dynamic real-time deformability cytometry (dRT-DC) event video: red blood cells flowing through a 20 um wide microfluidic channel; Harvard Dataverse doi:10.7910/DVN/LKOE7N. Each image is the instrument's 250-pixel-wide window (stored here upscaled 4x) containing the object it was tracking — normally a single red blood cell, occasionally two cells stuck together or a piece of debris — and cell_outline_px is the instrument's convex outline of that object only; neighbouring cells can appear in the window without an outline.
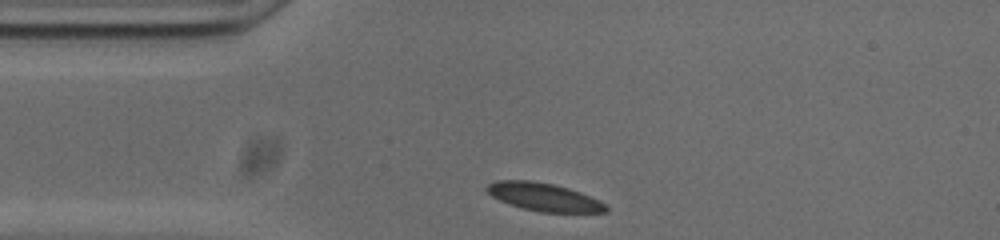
{"species": "common noctule bat (a hibernating species)", "species_latin": "Nyctalus noctula", "temperature_condition": "cold", "stored_images_in_passage": 32, "camera_frame_rate_fps": 3000, "um_per_image_px": 0.085, "animal": {"sex": "male", "body_mass_g": 20.0, "forearm_length_mm": 53.3}, "frame": {"image": 1, "passage_image": 1, "time_ms": 0.0, "image_size_px": [1000, 240], "cell_outline_px": [[608, 212], [540, 212], [520, 208], [508, 204], [492, 196], [484, 188], [488, 184], [496, 180], [528, 180], [552, 184], [568, 188], [580, 192], [600, 200], [608, 204]], "centroid_in_image_um": [46.24, 16.75], "position_along_channel_um": 38.8, "area_um2": 19.54}}
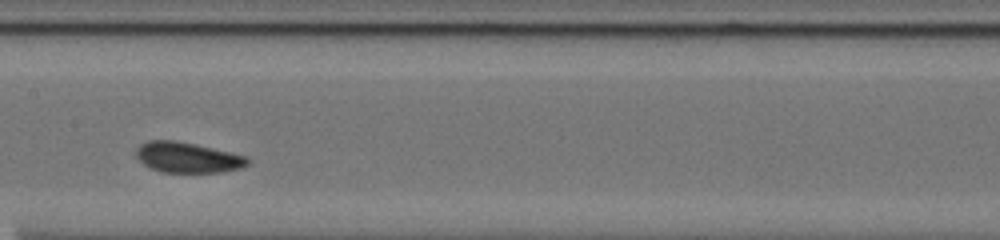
{"frame": {"image": 2, "passage_image": 15, "time_ms": 4.667, "image_size_px": [1000, 240], "cell_outline_px": [[252, 160], [248, 164], [240, 168], [224, 172], [160, 172], [144, 164], [136, 156], [136, 148], [140, 144], [148, 140], [172, 140], [192, 144], [248, 156]], "centroid_in_image_um": [15.96, 13.39], "position_along_channel_um": 191.4, "area_um2": 19.65}}
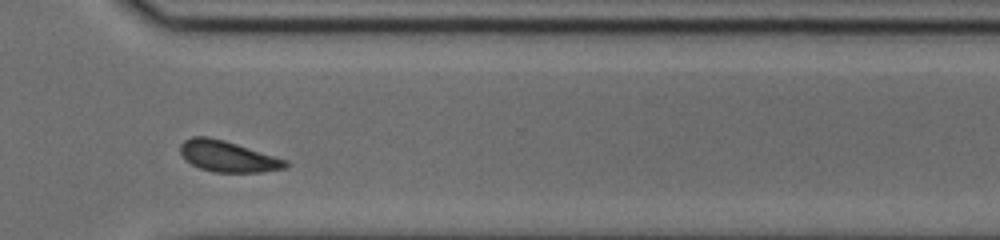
{"frame": {"image": 3, "passage_image": 28, "time_ms": 9.0, "image_size_px": [1000, 240], "cell_outline_px": [[288, 164], [284, 168], [260, 172], [212, 172], [200, 168], [184, 160], [180, 152], [180, 144], [184, 140], [192, 136], [208, 136], [224, 140], [288, 160]], "centroid_in_image_um": [19.32, 13.28], "position_along_channel_um": 351.3, "area_um2": 19.02}, "authors_computed_cell_mechanics": {"area_um2": 19.2474, "velocity_mm_per_s": 3.6816, "shape_relaxation_time_tau1_ms": null, "shape_relaxation_time_tau2_ms": 1.8258, "deformation_change_tau1": null, "deformation_change_tau2": 0.0653}}